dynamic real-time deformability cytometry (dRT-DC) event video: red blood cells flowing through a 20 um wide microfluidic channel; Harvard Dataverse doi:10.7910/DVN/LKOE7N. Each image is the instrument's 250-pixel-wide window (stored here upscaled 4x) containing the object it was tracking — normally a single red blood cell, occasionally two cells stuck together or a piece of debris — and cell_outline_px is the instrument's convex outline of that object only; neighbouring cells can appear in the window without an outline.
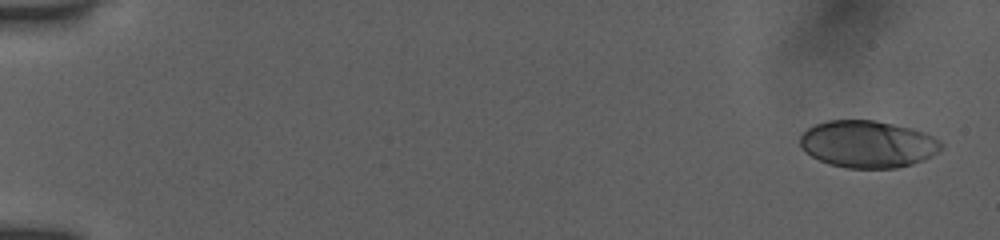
{"species": "human", "species_latin": "Homo sapiens", "temperature_condition": "room temperature", "stored_images_in_passage": 16, "camera_frame_rate_fps": 3000, "um_per_image_px": 0.085, "donor": {"sex": "female"}, "frame": {"image": 1, "passage_image": 2, "time_ms": 0.333, "image_size_px": [1000, 240], "cell_outline_px": [[944, 148], [932, 156], [924, 160], [912, 164], [896, 168], [848, 168], [828, 164], [812, 156], [800, 148], [800, 136], [808, 128], [816, 124], [828, 120], [876, 120], [912, 128], [924, 132], [940, 140], [944, 144]], "centroid_in_image_um": [73.79, 12.25], "position_along_channel_um": 11.2, "area_um2": 39.02}}